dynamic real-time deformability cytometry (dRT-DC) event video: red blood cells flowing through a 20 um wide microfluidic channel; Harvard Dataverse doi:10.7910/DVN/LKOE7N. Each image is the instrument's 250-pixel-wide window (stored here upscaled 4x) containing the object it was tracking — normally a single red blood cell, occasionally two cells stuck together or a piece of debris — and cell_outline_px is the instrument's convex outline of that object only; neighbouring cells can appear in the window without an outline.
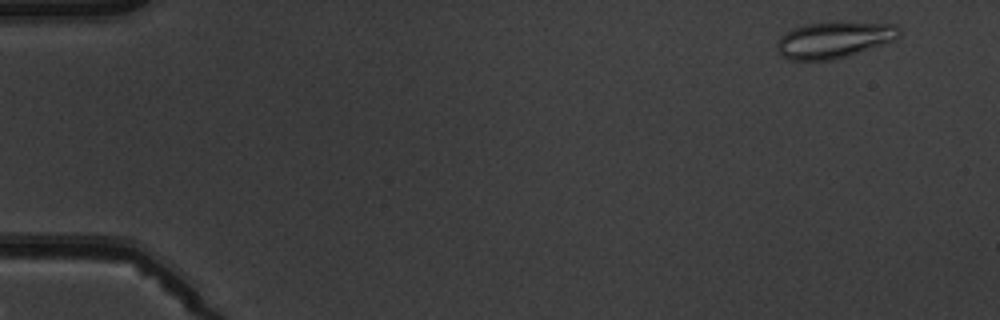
{"species": "common noctule bat (a hibernating species)", "species_latin": "Nyctalus noctula", "temperature_condition": "warm", "stored_images_in_passage": 7, "camera_frame_rate_fps": 3000, "um_per_image_px": 0.085, "animal": {"sex": "male", "body_mass_g": 19.5, "forearm_length_mm": 54.6}, "frame": {"image": 1, "passage_image": 2, "time_ms": 1.0, "image_size_px": [1000, 320], "cell_outline_px": [[900, 36], [896, 40], [848, 56], [832, 60], [788, 60], [780, 56], [776, 48], [776, 40], [784, 32], [792, 28], [804, 24], [896, 24], [900, 32]], "centroid_in_image_um": [70.82, 3.43], "position_along_channel_um": 14.2, "area_um2": 25.55}}
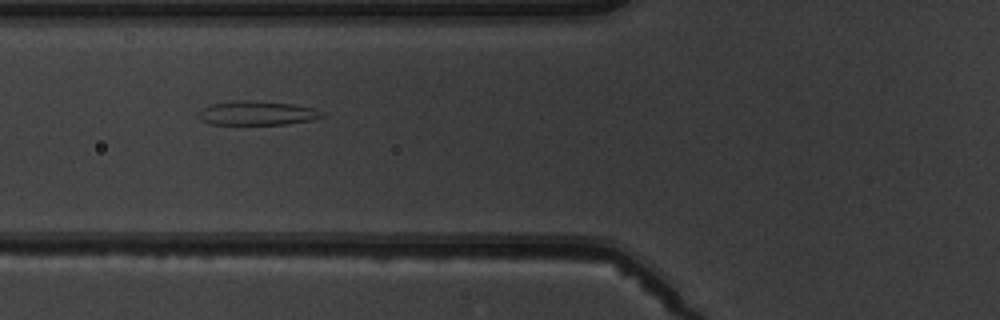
{"frame": {"image": 2, "passage_image": 6, "time_ms": 6.667, "image_size_px": [1000, 320], "cell_outline_px": [[324, 116], [312, 120], [284, 124], [212, 124], [200, 120], [200, 112], [204, 108], [212, 104], [244, 100], [292, 104], [316, 108], [324, 112]], "centroid_in_image_um": [21.92, 9.62], "position_along_channel_um": 103.9, "area_um2": 16.99}}
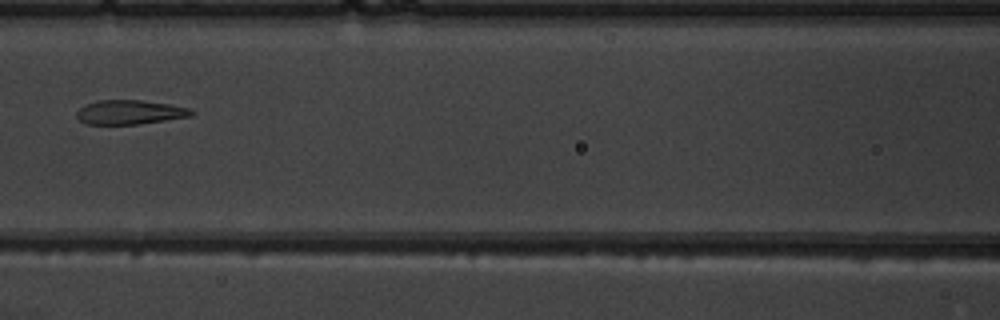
{"frame": {"image": 3, "passage_image": 7, "time_ms": 8.0, "image_size_px": [1000, 320], "cell_outline_px": [[196, 112], [192, 116], [140, 124], [84, 124], [76, 116], [76, 112], [84, 104], [96, 100], [140, 100], [168, 104], [192, 108]], "centroid_in_image_um": [11.04, 9.53], "position_along_channel_um": 155.6, "area_um2": 16.42}}